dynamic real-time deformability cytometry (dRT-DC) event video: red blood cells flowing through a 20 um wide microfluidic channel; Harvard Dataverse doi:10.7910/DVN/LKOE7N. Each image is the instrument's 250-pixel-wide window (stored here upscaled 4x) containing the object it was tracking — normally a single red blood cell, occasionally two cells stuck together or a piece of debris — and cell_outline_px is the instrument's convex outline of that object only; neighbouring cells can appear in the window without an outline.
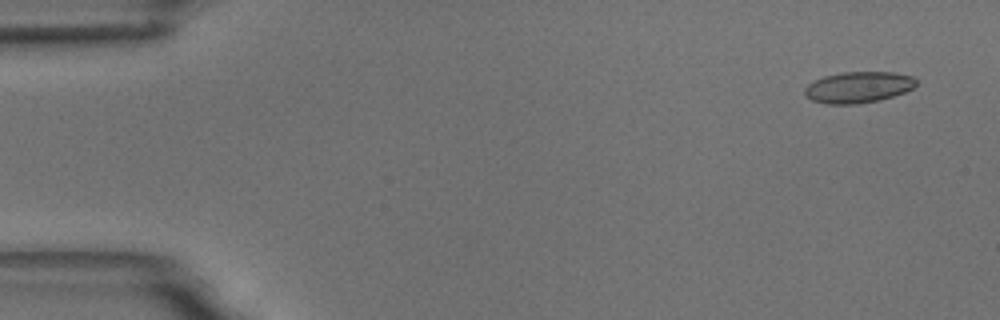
{"species": "common noctule bat (a hibernating species)", "species_latin": "Nyctalus noctula", "temperature_condition": "room temperature", "stored_images_in_passage": 55, "camera_frame_rate_fps": 3000, "um_per_image_px": 0.085, "animal": {"sex": "male", "body_mass_g": 18.8}, "frame": {"image": 1, "passage_image": 3, "time_ms": 0.667, "image_size_px": [1000, 320], "cell_outline_px": [[916, 84], [912, 88], [904, 92], [880, 100], [856, 104], [828, 104], [812, 100], [804, 96], [804, 88], [808, 84], [824, 76], [840, 72], [892, 72], [912, 76], [916, 80]], "centroid_in_image_um": [72.92, 7.41], "position_along_channel_um": 12.1, "area_um2": 20.23}}
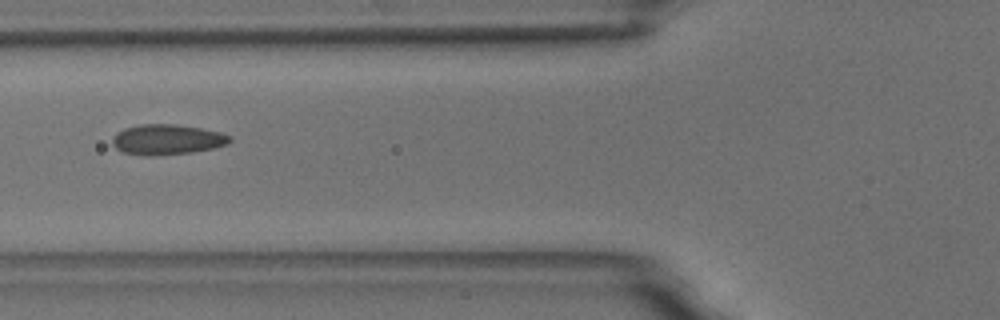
{"frame": {"image": 2, "passage_image": 21, "time_ms": 6.667, "image_size_px": [1000, 320], "cell_outline_px": [[232, 140], [228, 144], [212, 148], [192, 152], [152, 156], [124, 152], [116, 148], [112, 144], [112, 136], [116, 132], [124, 128], [140, 124], [176, 124], [200, 128], [220, 132], [232, 136]], "centroid_in_image_um": [14.2, 11.85], "position_along_channel_um": 111.6, "area_um2": 20.75}}
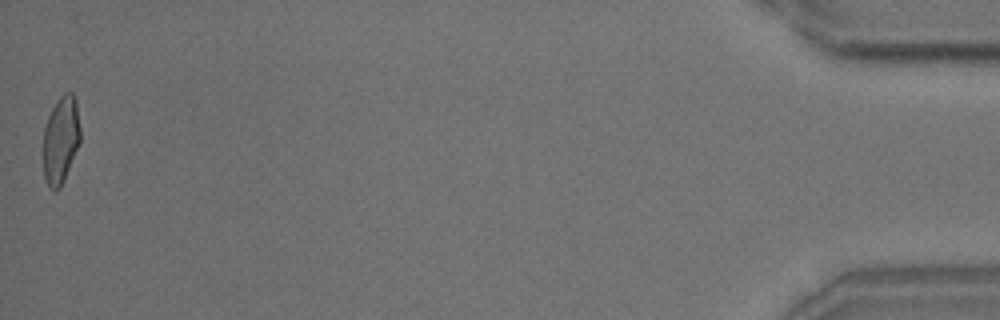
{"frame": {"image": 3, "passage_image": 55, "time_ms": 18.0, "image_size_px": [1000, 320], "cell_outline_px": [[80, 140], [64, 180], [60, 188], [56, 192], [48, 184], [44, 176], [44, 128], [48, 116], [56, 100], [64, 92], [72, 92], [76, 96], [80, 128]], "centroid_in_image_um": [5.18, 11.83], "position_along_channel_um": 430.0, "area_um2": 18.79}, "authors_computed_cell_mechanics": {"area_um2": 19.9988, "velocity_mm_per_s": 3.6452, "shape_relaxation_time_tau1_ms": 5.1701, "shape_relaxation_time_tau2_ms": 1.2255, "deformation_change_tau1": 0.1366, "deformation_change_tau2": 0.0637}}